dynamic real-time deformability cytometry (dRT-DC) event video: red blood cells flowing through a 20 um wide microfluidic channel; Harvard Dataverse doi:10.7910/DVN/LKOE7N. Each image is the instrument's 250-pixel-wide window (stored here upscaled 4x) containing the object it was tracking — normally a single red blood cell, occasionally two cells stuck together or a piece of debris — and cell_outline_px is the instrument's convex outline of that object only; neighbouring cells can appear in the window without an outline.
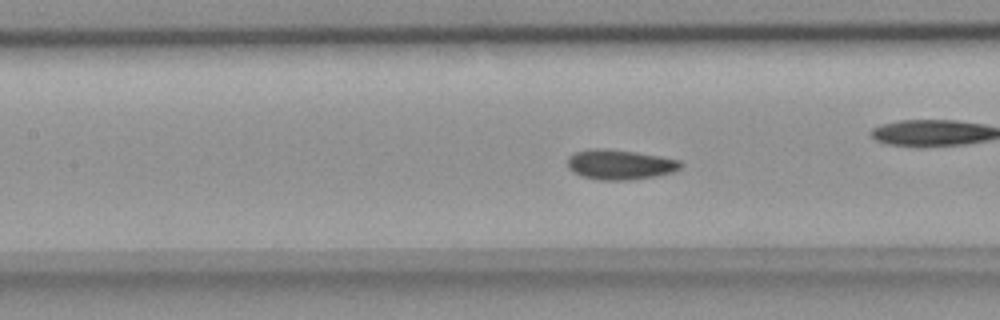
{"species": "common noctule bat (a hibernating species)", "species_latin": "Nyctalus noctula", "temperature_condition": "room temperature", "stored_images_in_passage": 15, "camera_frame_rate_fps": 3000, "um_per_image_px": 0.085, "animal": {"sex": "female", "body_mass_g": 18.4}, "frame": {"image": 1, "passage_image": 9, "time_ms": 2.667, "image_size_px": [1000, 320], "cell_outline_px": [[684, 164], [680, 168], [672, 172], [656, 176], [632, 180], [600, 180], [580, 176], [572, 172], [568, 168], [568, 156], [572, 152], [592, 148], [608, 148], [636, 152], [660, 156], [680, 160]], "centroid_in_image_um": [52.66, 13.98], "position_along_channel_um": 154.7, "area_um2": 20.11}}